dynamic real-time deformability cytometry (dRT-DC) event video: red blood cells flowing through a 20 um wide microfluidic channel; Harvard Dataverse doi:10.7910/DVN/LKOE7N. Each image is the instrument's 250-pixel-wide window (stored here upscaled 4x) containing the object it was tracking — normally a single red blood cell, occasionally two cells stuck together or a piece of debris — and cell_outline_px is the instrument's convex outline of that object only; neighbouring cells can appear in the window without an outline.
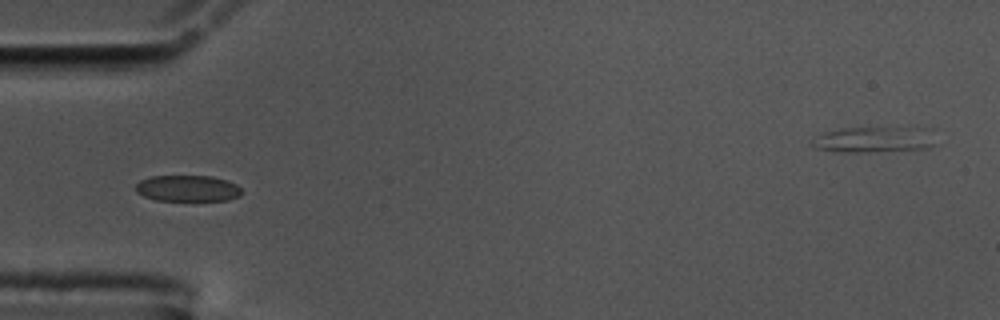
{"species": "common noctule bat (a hibernating species)", "species_latin": "Nyctalus noctula", "temperature_condition": "cold", "stored_images_in_passage": 41, "segment_of_instrument_passage": [1, 3], "camera_frame_rate_fps": 3000, "um_per_image_px": 0.085, "animal": {"sex": "male", "body_mass_g": 17.5, "forearm_length_mm": 52.3}, "frame": {"image": 1, "passage_image": 1, "time_ms": 0.0, "image_size_px": [1000, 320], "cell_outline_px": [[244, 192], [240, 196], [228, 200], [156, 200], [144, 196], [136, 192], [136, 184], [140, 180], [152, 176], [212, 176], [228, 180], [236, 184]], "centroid_in_image_um": [15.98, 16.0], "position_along_channel_um": 69.0, "area_um2": 16.24}}
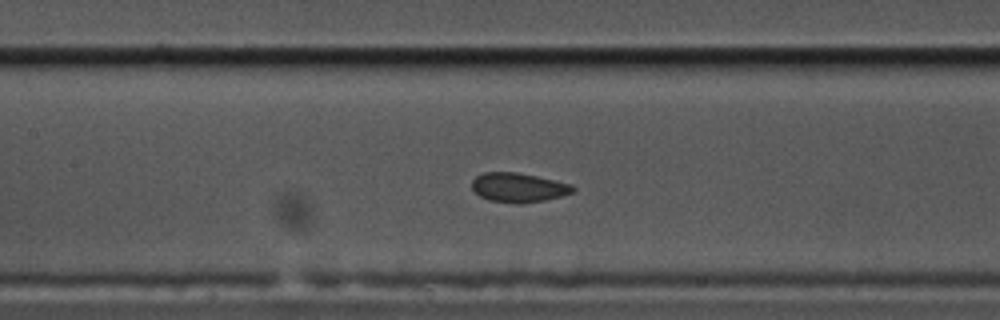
{"frame": {"image": 2, "passage_image": 9, "time_ms": 2.667, "image_size_px": [1000, 320], "cell_outline_px": [[576, 188], [572, 192], [560, 196], [544, 200], [520, 204], [516, 204], [488, 200], [480, 196], [472, 188], [472, 180], [476, 176], [484, 172], [516, 172], [536, 176], [572, 184]], "centroid_in_image_um": [44.05, 15.94], "position_along_channel_um": 163.4, "area_um2": 17.22}}
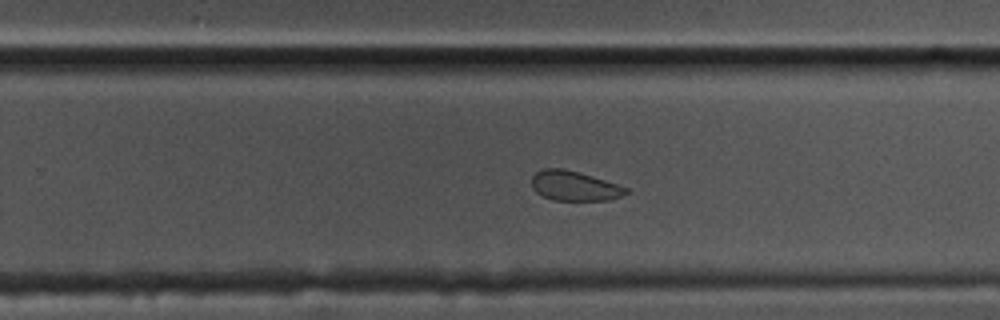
{"frame": {"image": 3, "passage_image": 19, "time_ms": 6.0, "image_size_px": [1000, 320], "cell_outline_px": [[632, 192], [608, 200], [552, 200], [536, 192], [532, 188], [532, 176], [536, 172], [544, 168], [564, 168], [580, 172], [628, 188]], "centroid_in_image_um": [48.82, 15.79], "position_along_channel_um": 281.0, "area_um2": 16.36}}